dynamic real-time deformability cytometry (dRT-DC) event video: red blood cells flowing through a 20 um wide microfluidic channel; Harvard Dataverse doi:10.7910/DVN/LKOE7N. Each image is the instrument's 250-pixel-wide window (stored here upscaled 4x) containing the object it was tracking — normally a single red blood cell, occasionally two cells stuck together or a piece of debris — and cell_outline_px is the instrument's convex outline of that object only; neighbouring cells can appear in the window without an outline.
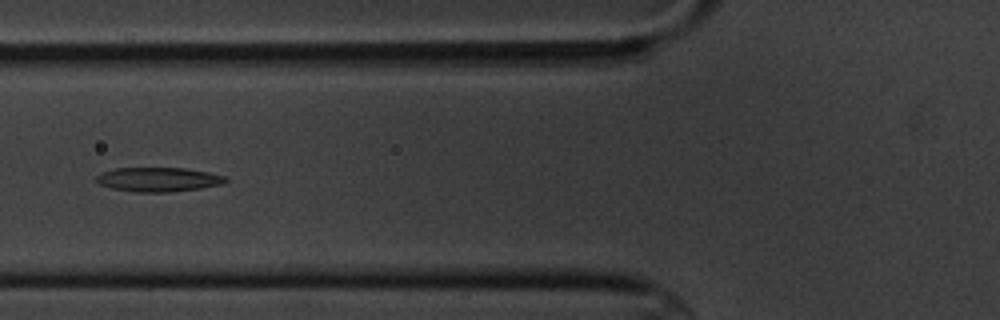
{"species": "common noctule bat (a hibernating species)", "species_latin": "Nyctalus noctula", "temperature_condition": "cold", "stored_images_in_passage": 16, "camera_frame_rate_fps": 3000, "um_per_image_px": 0.085, "animal": {"sex": "male", "body_mass_g": 20.1, "forearm_length_mm": 53.5}, "frame": {"image": 1, "passage_image": 6, "time_ms": 5.667, "image_size_px": [1000, 320], "cell_outline_px": [[228, 180], [220, 184], [200, 188], [168, 192], [136, 192], [112, 188], [100, 184], [96, 180], [96, 176], [100, 172], [116, 168], [184, 168], [208, 172], [224, 176]], "centroid_in_image_um": [13.42, 15.25], "position_along_channel_um": 112.4, "area_um2": 18.09}}
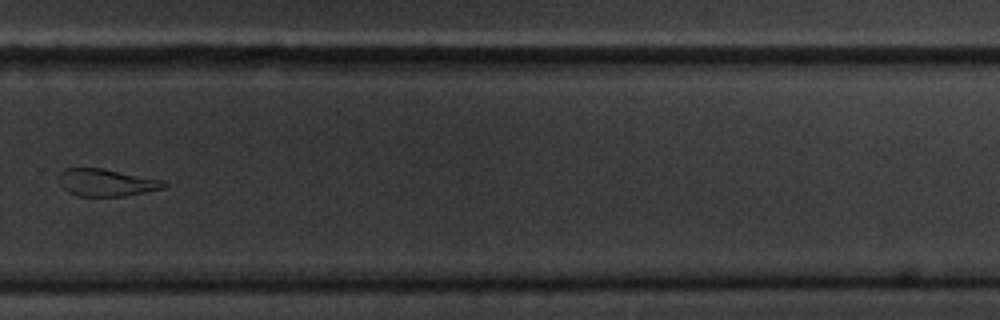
{"frame": {"image": 2, "passage_image": 11, "time_ms": 11.667, "image_size_px": [1000, 320], "cell_outline_px": [[168, 184], [164, 188], [124, 196], [76, 196], [68, 192], [60, 184], [60, 172], [64, 168], [100, 168], [164, 180]], "centroid_in_image_um": [9.04, 15.52], "position_along_channel_um": 320.8, "area_um2": 16.59}}
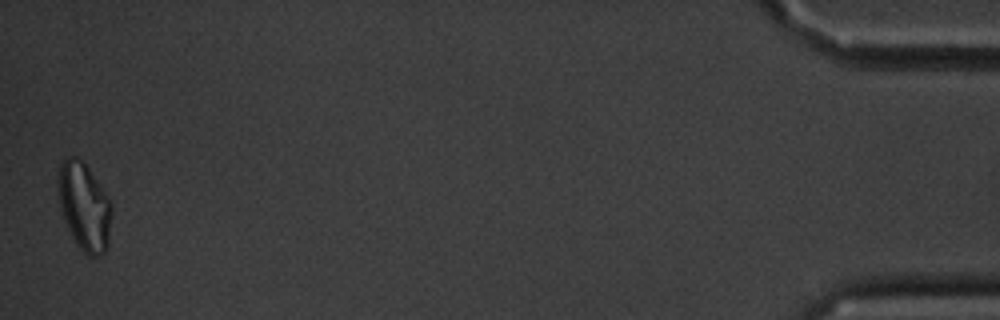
{"frame": {"image": 3, "passage_image": 16, "time_ms": 17.333, "image_size_px": [1000, 320], "cell_outline_px": [[112, 216], [108, 248], [100, 256], [88, 256], [72, 240], [60, 212], [56, 180], [60, 164], [68, 156], [76, 156], [84, 160], [108, 196], [112, 204]], "centroid_in_image_um": [7.15, 17.54], "position_along_channel_um": 428.0, "area_um2": 28.38}}